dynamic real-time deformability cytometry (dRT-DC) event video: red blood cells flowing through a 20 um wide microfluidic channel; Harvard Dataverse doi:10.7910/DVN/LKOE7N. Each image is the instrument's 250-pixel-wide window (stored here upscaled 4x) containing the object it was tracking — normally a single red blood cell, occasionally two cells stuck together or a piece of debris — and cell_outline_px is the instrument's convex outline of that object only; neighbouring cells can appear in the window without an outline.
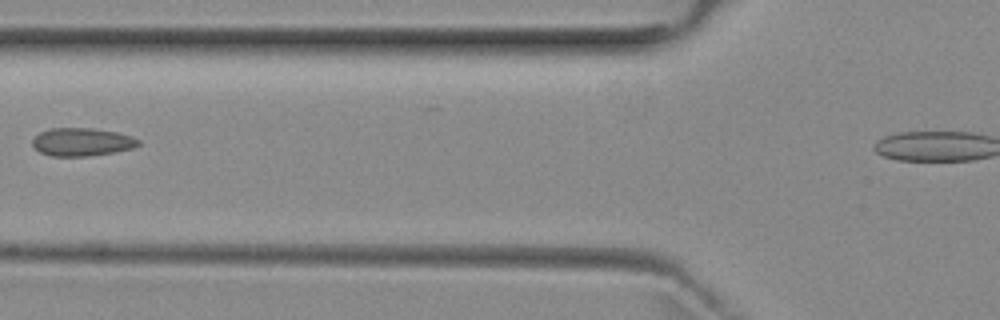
{"species": "common noctule bat (a hibernating species)", "species_latin": "Nyctalus noctula", "temperature_condition": "room temperature", "stored_images_in_passage": 4, "segment_of_instrument_passage": [1, 2], "camera_frame_rate_fps": 3000, "um_per_image_px": 0.085, "animal": {"sex": "female", "body_mass_g": 29.2, "forearm_length_mm": 56.3}, "frame": {"image": 1, "passage_image": 3, "time_ms": 3.0, "image_size_px": [1000, 320], "cell_outline_px": [[140, 144], [132, 148], [112, 152], [88, 156], [52, 156], [40, 152], [32, 144], [32, 140], [40, 132], [52, 128], [92, 128], [116, 132], [132, 136], [140, 140]], "centroid_in_image_um": [6.96, 12.06], "position_along_channel_um": 118.8, "area_um2": 17.17}}